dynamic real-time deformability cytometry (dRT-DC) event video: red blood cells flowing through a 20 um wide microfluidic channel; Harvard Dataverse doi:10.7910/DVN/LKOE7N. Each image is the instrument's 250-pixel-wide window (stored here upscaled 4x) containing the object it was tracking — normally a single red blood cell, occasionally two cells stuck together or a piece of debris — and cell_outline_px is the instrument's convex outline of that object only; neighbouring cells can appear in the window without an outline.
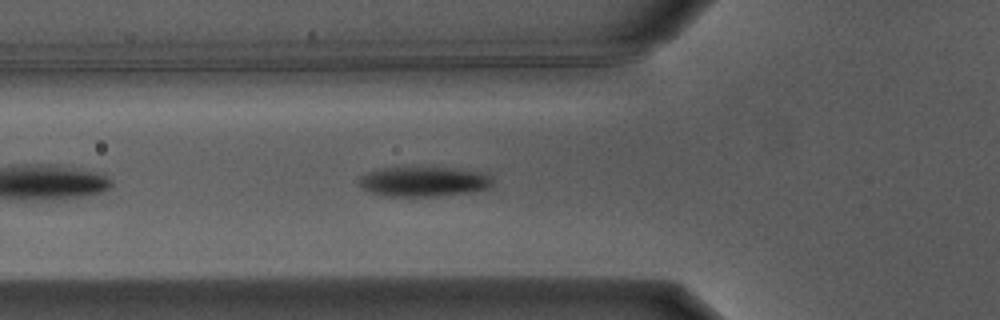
{"species": "Egyptian fruit bat (a non-hibernating species)", "species_latin": "Rousettus aegyptiacus", "temperature_condition": "warm", "stored_images_in_passage": 4, "camera_frame_rate_fps": 3000, "um_per_image_px": 0.085, "animal": {"sex": "male"}, "frame": {"image": 1, "passage_image": 3, "time_ms": 0.667, "image_size_px": [1000, 320], "cell_outline_px": [[492, 184], [488, 188], [472, 192], [436, 196], [384, 196], [372, 192], [364, 188], [356, 180], [360, 176], [368, 172], [380, 168], [412, 164], [484, 172], [492, 180]], "centroid_in_image_um": [35.97, 15.39], "position_along_channel_um": 89.8, "area_um2": 23.99}}